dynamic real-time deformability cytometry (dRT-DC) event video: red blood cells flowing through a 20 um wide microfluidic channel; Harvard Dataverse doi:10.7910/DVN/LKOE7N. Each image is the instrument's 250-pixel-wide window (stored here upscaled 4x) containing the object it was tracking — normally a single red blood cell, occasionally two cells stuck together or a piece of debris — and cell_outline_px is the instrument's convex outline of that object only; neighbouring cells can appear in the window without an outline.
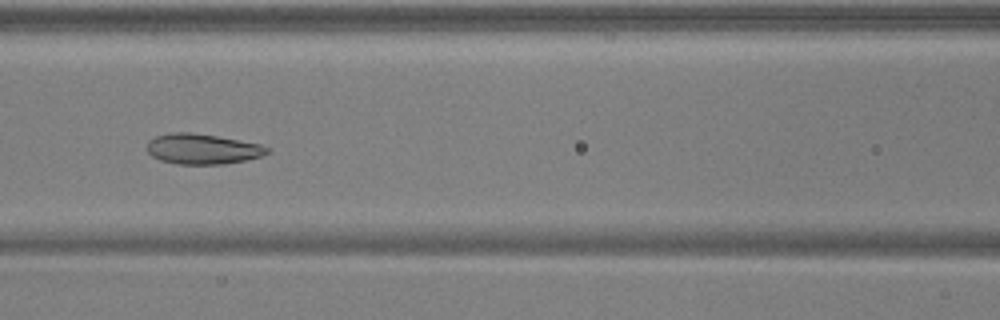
{"species": "common noctule bat (a hibernating species)", "species_latin": "Nyctalus noctula", "temperature_condition": "warm", "stored_images_in_passage": 39, "camera_frame_rate_fps": 3000, "um_per_image_px": 0.085, "animal": {"sex": "male", "body_mass_g": 17.9, "forearm_length_mm": 54.2}, "frame": {"image": 1, "passage_image": 14, "time_ms": 4.333, "image_size_px": [1000, 320], "cell_outline_px": [[272, 148], [268, 152], [260, 156], [244, 160], [224, 164], [176, 164], [160, 160], [152, 156], [148, 152], [148, 140], [156, 136], [172, 132], [192, 132], [216, 136], [260, 144]], "centroid_in_image_um": [17.19, 12.66], "position_along_channel_um": 149.4, "area_um2": 21.15}}
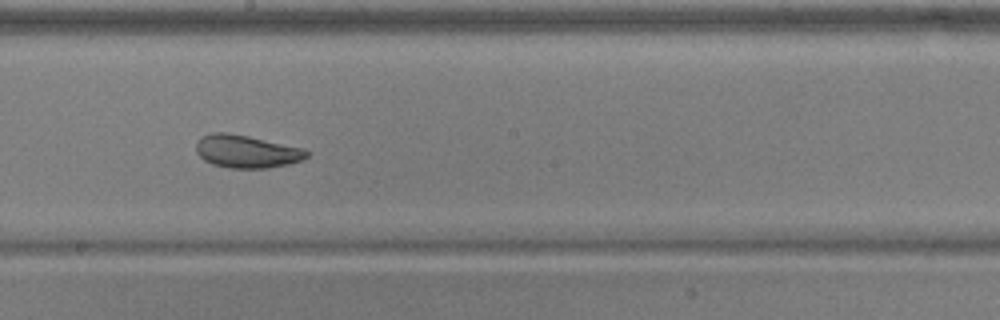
{"frame": {"image": 2, "passage_image": 20, "time_ms": 6.333, "image_size_px": [1000, 320], "cell_outline_px": [[308, 156], [300, 160], [288, 164], [268, 168], [228, 168], [212, 164], [204, 160], [196, 152], [196, 140], [200, 136], [212, 132], [228, 132], [248, 136], [304, 148], [308, 152]], "centroid_in_image_um": [20.91, 12.86], "position_along_channel_um": 227.3, "area_um2": 21.27}}
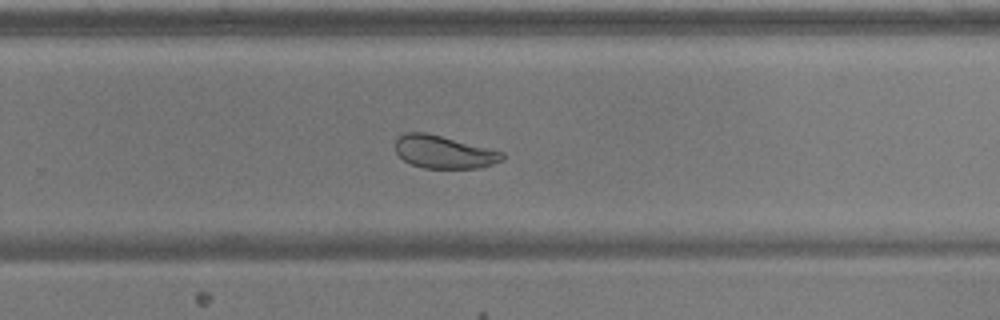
{"frame": {"image": 3, "passage_image": 25, "time_ms": 8.0, "image_size_px": [1000, 320], "cell_outline_px": [[504, 160], [480, 168], [424, 168], [412, 164], [404, 160], [396, 152], [396, 140], [404, 132], [428, 132], [504, 152]], "centroid_in_image_um": [37.74, 12.91], "position_along_channel_um": 292.1, "area_um2": 20.46}, "authors_computed_cell_mechanics": {"area_um2": 23.3512, "velocity_mm_per_s": 3.9043, "shape_relaxation_time_tau1_ms": 3.7314, "shape_relaxation_time_tau2_ms": 1.2722, "deformation_change_tau1": 0.0951, "deformation_change_tau2": 0.0612}}